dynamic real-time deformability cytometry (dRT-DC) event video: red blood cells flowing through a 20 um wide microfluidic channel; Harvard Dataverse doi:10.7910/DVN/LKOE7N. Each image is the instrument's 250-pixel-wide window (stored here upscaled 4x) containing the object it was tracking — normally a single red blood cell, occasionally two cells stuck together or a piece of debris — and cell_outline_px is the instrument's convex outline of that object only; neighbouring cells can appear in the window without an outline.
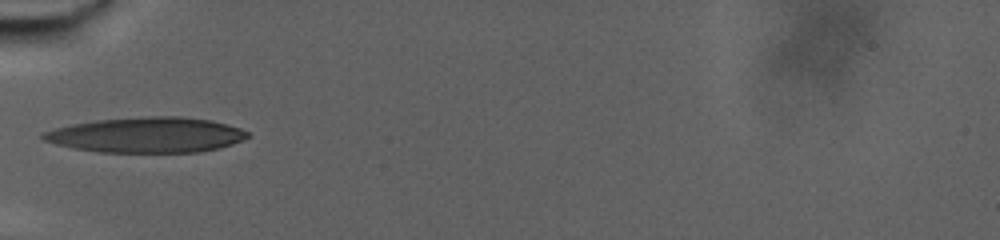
{"species": "human", "species_latin": "Homo sapiens", "temperature_condition": "warm", "stored_images_in_passage": 19, "camera_frame_rate_fps": 3000, "um_per_image_px": 0.085, "donor": {"sex": "male"}, "frame": {"image": 1, "passage_image": 1, "time_ms": 0.0, "image_size_px": [1000, 240], "cell_outline_px": [[248, 136], [244, 140], [232, 144], [200, 152], [100, 152], [76, 148], [56, 144], [44, 140], [40, 136], [44, 132], [56, 128], [72, 124], [96, 120], [148, 116], [180, 116], [212, 120], [240, 128], [248, 132]], "centroid_in_image_um": [12.49, 11.46], "position_along_channel_um": 72.5, "area_um2": 41.85}}
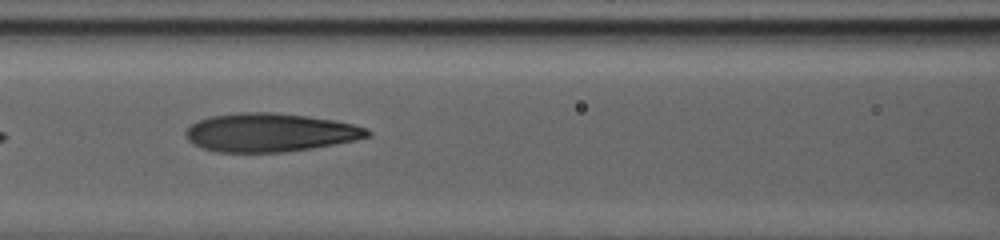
{"frame": {"image": 2, "passage_image": 9, "time_ms": 2.667, "image_size_px": [1000, 240], "cell_outline_px": [[372, 132], [368, 136], [356, 140], [312, 148], [284, 152], [216, 152], [192, 144], [188, 140], [184, 132], [192, 124], [200, 120], [212, 116], [236, 112], [272, 112], [304, 116], [332, 120], [352, 124], [368, 128]], "centroid_in_image_um": [22.93, 11.27], "position_along_channel_um": 143.7, "area_um2": 40.58}}
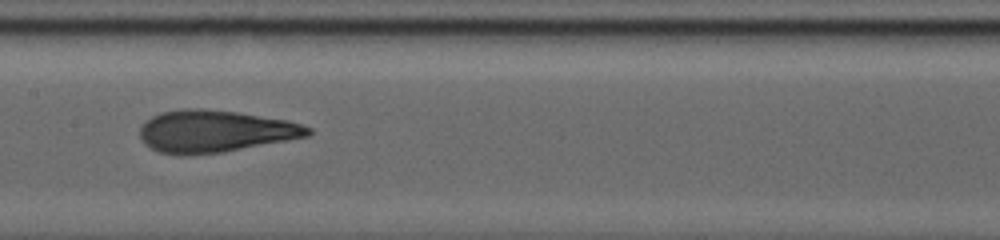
{"frame": {"image": 3, "passage_image": 14, "time_ms": 4.333, "image_size_px": [1000, 240], "cell_outline_px": [[312, 132], [308, 136], [224, 152], [180, 156], [160, 152], [144, 144], [140, 136], [140, 128], [144, 120], [160, 112], [184, 108], [200, 108], [236, 112], [288, 120], [312, 128]], "centroid_in_image_um": [18.23, 11.16], "position_along_channel_um": 189.2, "area_um2": 41.38}}